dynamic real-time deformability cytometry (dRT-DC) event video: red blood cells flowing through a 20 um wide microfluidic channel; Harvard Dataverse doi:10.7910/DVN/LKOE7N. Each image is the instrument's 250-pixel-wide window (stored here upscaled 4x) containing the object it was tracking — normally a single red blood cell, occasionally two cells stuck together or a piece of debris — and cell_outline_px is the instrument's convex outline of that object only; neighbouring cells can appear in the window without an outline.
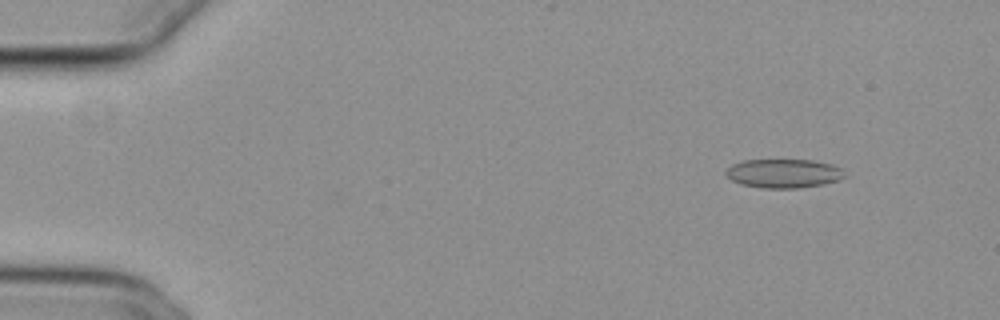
{"species": "common noctule bat (a hibernating species)", "species_latin": "Nyctalus noctula", "temperature_condition": "cold", "stored_images_in_passage": 54, "camera_frame_rate_fps": 3000, "um_per_image_px": 0.085, "animal": {"sex": "female", "body_mass_g": 29.2, "forearm_length_mm": 56.3}, "frame": {"image": 1, "passage_image": 6, "time_ms": 1.667, "image_size_px": [1000, 320], "cell_outline_px": [[848, 176], [824, 184], [800, 188], [760, 188], [740, 184], [732, 180], [724, 172], [732, 164], [744, 160], [812, 160], [832, 164], [840, 168]], "centroid_in_image_um": [66.61, 14.74], "position_along_channel_um": 18.4, "area_um2": 20.06}}
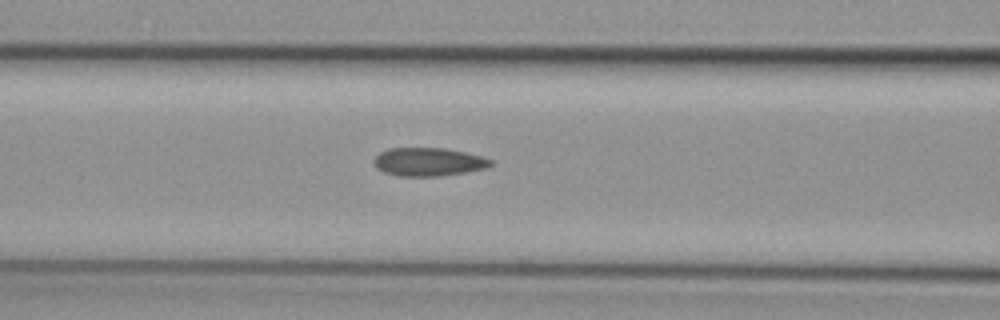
{"frame": {"image": 2, "passage_image": 23, "time_ms": 7.333, "image_size_px": [1000, 320], "cell_outline_px": [[492, 164], [488, 168], [440, 176], [396, 176], [384, 172], [376, 168], [372, 160], [380, 152], [388, 148], [444, 148], [464, 152], [480, 156], [492, 160]], "centroid_in_image_um": [36.38, 13.76], "position_along_channel_um": 130.2, "area_um2": 19.31}}
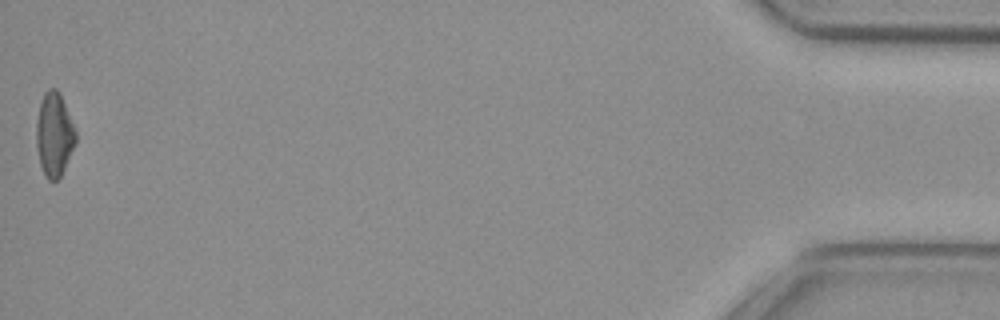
{"frame": {"image": 3, "passage_image": 54, "time_ms": 17.667, "image_size_px": [1000, 320], "cell_outline_px": [[76, 140], [64, 168], [60, 176], [56, 180], [48, 180], [40, 164], [36, 144], [36, 120], [40, 104], [44, 92], [48, 88], [56, 88], [60, 92], [76, 132]], "centroid_in_image_um": [4.59, 11.39], "position_along_channel_um": 430.6, "area_um2": 18.96}, "authors_computed_cell_mechanics": {"area_um2": 19.5075, "velocity_mm_per_s": 3.8466, "shape_relaxation_time_tau1_ms": null, "shape_relaxation_time_tau2_ms": 4.008, "deformation_change_tau1": null, "deformation_change_tau2": 0.1055}}